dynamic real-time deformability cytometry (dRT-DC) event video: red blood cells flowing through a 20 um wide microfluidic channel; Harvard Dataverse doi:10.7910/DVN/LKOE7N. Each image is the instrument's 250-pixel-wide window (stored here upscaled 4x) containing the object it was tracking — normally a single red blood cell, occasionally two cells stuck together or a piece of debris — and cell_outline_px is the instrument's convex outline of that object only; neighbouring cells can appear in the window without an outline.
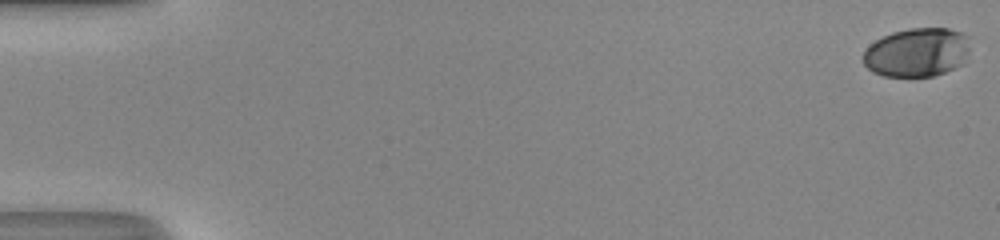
{"species": "human", "species_latin": "Homo sapiens", "temperature_condition": "room temperature", "stored_images_in_passage": 52, "camera_frame_rate_fps": 3000, "um_per_image_px": 0.085, "donor": {"sex": "male"}, "frame": {"image": 1, "passage_image": 1, "time_ms": 0.0, "image_size_px": [1000, 240], "cell_outline_px": [[968, 52], [960, 64], [944, 72], [932, 76], [884, 76], [872, 72], [864, 64], [864, 52], [876, 40], [892, 32], [908, 28], [948, 28], [960, 32], [968, 36]], "centroid_in_image_um": [77.93, 4.44], "position_along_channel_um": 7.1, "area_um2": 30.06}}
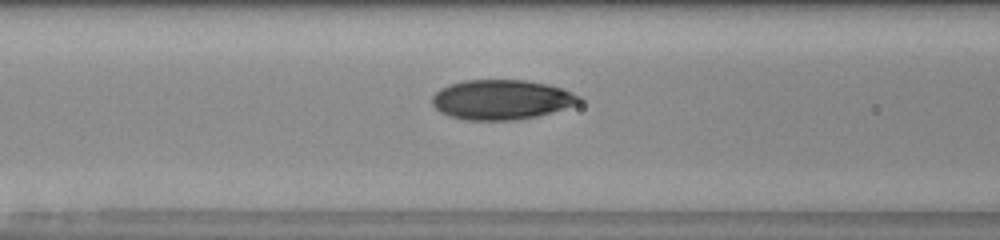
{"frame": {"image": 2, "passage_image": 23, "time_ms": 7.333, "image_size_px": [1000, 240], "cell_outline_px": [[584, 100], [580, 104], [536, 116], [516, 120], [464, 120], [448, 116], [440, 112], [432, 104], [432, 96], [440, 88], [448, 84], [464, 80], [524, 80], [548, 84], [572, 92], [580, 96]], "centroid_in_image_um": [42.62, 8.47], "position_along_channel_um": 124.0, "area_um2": 34.33}}
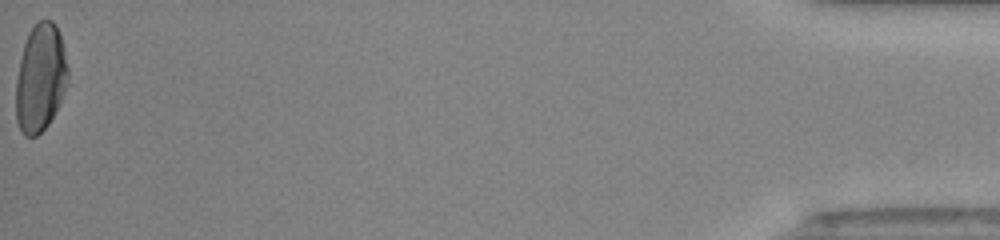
{"frame": {"image": 3, "passage_image": 52, "time_ms": 17.0, "image_size_px": [1000, 240], "cell_outline_px": [[68, 84], [48, 124], [36, 136], [24, 136], [20, 132], [16, 120], [16, 80], [20, 60], [24, 44], [28, 32], [40, 20], [52, 20], [56, 24], [60, 32], [64, 48], [68, 68]], "centroid_in_image_um": [3.43, 6.61], "position_along_channel_um": 431.8, "area_um2": 32.71}, "authors_computed_cell_mechanics": {"area_um2": 33.5818, "velocity_mm_per_s": 4.2162, "shape_relaxation_time_tau1_ms": 6.9748, "shape_relaxation_time_tau2_ms": 0.875, "deformation_change_tau1": 0.2272, "deformation_change_tau2": 0.0555}}